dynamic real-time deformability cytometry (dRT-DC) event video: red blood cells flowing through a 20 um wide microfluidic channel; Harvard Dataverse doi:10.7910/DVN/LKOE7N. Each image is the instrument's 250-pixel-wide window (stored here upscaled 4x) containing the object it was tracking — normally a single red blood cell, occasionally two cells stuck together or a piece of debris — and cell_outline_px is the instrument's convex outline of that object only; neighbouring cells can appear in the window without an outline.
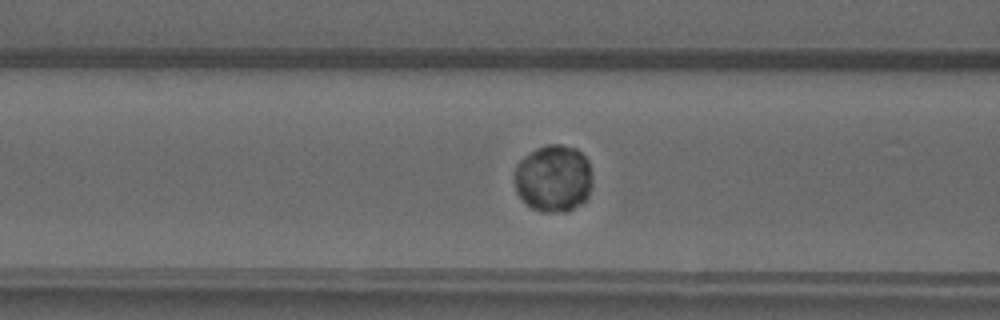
{"species": "common noctule bat (a hibernating species)", "species_latin": "Nyctalus noctula", "temperature_condition": "warm", "stored_images_in_passage": 49, "camera_frame_rate_fps": 3000, "um_per_image_px": 0.085, "animal": {"sex": "male", "forearm_length_mm": 52.5}, "frame": {"image": 1, "passage_image": 18, "time_ms": 5.667, "image_size_px": [1000, 320], "cell_outline_px": [[592, 184], [588, 196], [580, 204], [564, 212], [540, 212], [532, 208], [516, 192], [516, 164], [524, 156], [536, 148], [548, 144], [560, 144], [576, 148], [588, 160], [592, 180]], "centroid_in_image_um": [47.06, 15.15], "position_along_channel_um": 119.5, "area_um2": 30.4}}
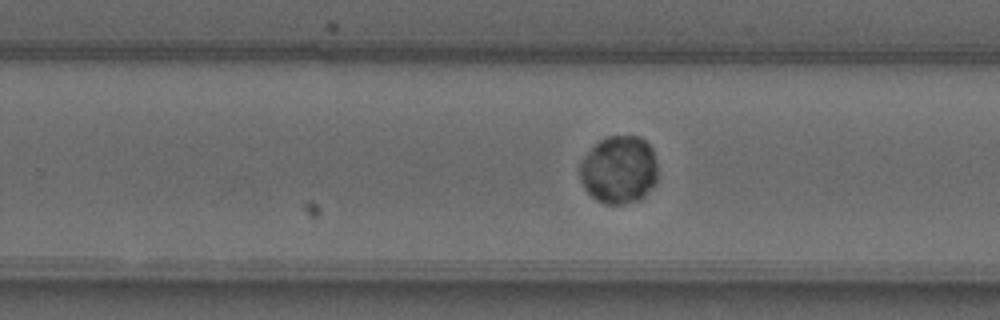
{"frame": {"image": 2, "passage_image": 30, "time_ms": 9.667, "image_size_px": [1000, 320], "cell_outline_px": [[656, 180], [644, 196], [640, 200], [620, 204], [604, 204], [596, 200], [584, 188], [580, 176], [580, 164], [584, 156], [600, 140], [608, 136], [636, 136], [644, 140], [652, 148], [656, 164]], "centroid_in_image_um": [52.6, 14.44], "position_along_channel_um": 277.2, "area_um2": 30.52}}
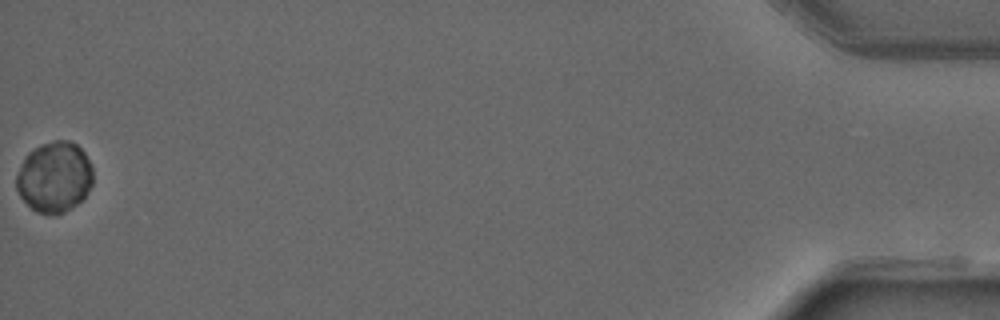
{"frame": {"image": 3, "passage_image": 49, "time_ms": 16.0, "image_size_px": [1000, 320], "cell_outline_px": [[92, 184], [88, 192], [76, 204], [64, 212], [48, 216], [36, 212], [20, 196], [16, 188], [16, 176], [28, 152], [44, 144], [56, 140], [68, 140], [76, 144], [84, 152], [92, 164]], "centroid_in_image_um": [4.63, 15.06], "position_along_channel_um": 430.6, "area_um2": 31.39}}